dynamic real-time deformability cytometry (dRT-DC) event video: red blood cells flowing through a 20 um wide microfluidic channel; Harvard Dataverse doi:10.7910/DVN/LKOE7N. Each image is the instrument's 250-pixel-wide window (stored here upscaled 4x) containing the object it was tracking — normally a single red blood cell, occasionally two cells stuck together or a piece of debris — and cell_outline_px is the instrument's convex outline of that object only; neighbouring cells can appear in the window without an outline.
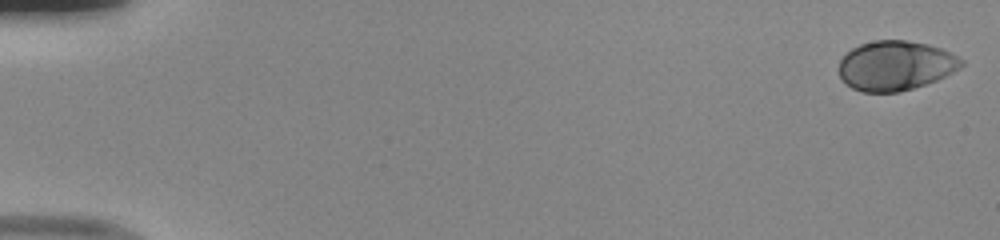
{"species": "human", "species_latin": "Homo sapiens", "temperature_condition": "room temperature", "stored_images_in_passage": 51, "camera_frame_rate_fps": 3000, "um_per_image_px": 0.085, "donor": {"sex": "male"}, "frame": {"image": 1, "passage_image": 1, "time_ms": 0.0, "image_size_px": [1000, 240], "cell_outline_px": [[964, 64], [960, 68], [936, 80], [912, 88], [896, 92], [860, 92], [844, 84], [840, 76], [840, 60], [852, 48], [860, 44], [876, 40], [904, 40], [928, 44], [940, 48], [964, 60]], "centroid_in_image_um": [76.1, 5.58], "position_along_channel_um": 8.9, "area_um2": 35.2}}
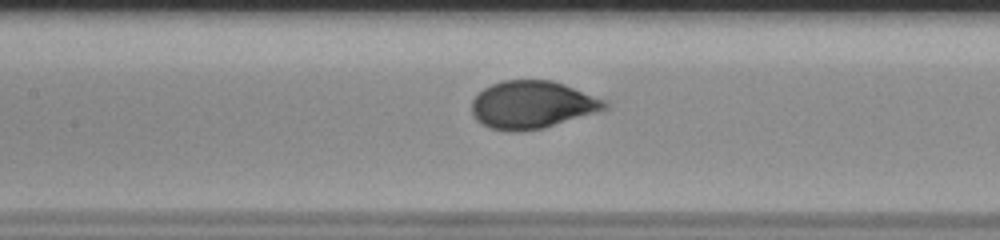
{"frame": {"image": 2, "passage_image": 25, "time_ms": 8.0, "image_size_px": [1000, 240], "cell_outline_px": [[608, 108], [544, 128], [516, 132], [504, 132], [488, 128], [480, 124], [472, 116], [472, 100], [484, 88], [492, 84], [504, 80], [552, 80], [564, 84], [604, 100], [608, 104]], "centroid_in_image_um": [45.17, 8.92], "position_along_channel_um": 162.2, "area_um2": 36.93}}
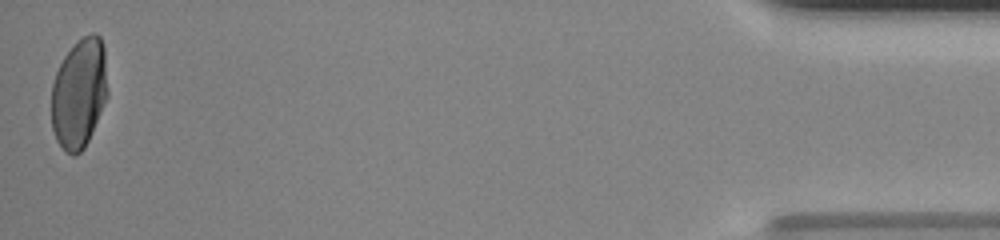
{"frame": {"image": 3, "passage_image": 51, "time_ms": 16.667, "image_size_px": [1000, 240], "cell_outline_px": [[108, 96], [88, 140], [84, 148], [80, 152], [72, 156], [64, 152], [56, 140], [52, 128], [52, 84], [56, 72], [64, 56], [76, 40], [92, 32], [96, 32], [100, 36], [104, 48], [108, 92]], "centroid_in_image_um": [6.73, 7.92], "position_along_channel_um": 428.5, "area_um2": 36.24}, "authors_computed_cell_mechanics": {"area_um2": 35.8938, "velocity_mm_per_s": 4.0348, "shape_relaxation_time_tau1_ms": 3.468, "shape_relaxation_time_tau2_ms": null, "deformation_change_tau1": 0.1818, "deformation_change_tau2": null}}